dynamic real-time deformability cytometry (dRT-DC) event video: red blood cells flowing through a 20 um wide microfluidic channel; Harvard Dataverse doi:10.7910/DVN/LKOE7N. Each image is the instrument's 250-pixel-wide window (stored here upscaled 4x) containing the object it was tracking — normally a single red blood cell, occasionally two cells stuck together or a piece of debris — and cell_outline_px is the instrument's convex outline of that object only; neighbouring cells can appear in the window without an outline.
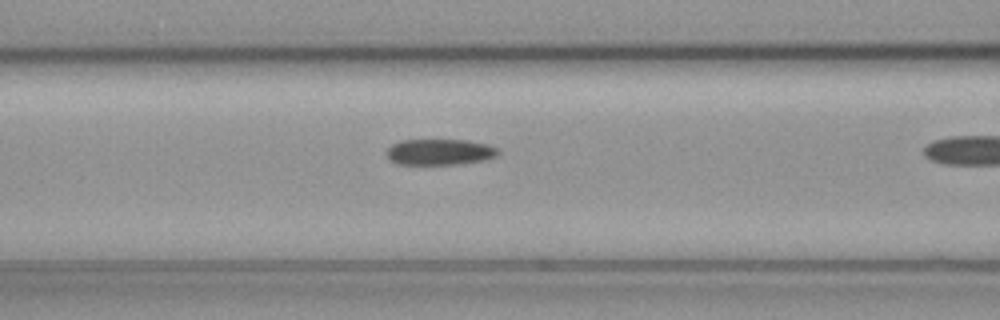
{"species": "common noctule bat (a hibernating species)", "species_latin": "Nyctalus noctula", "temperature_condition": "cold", "stored_images_in_passage": 11, "camera_frame_rate_fps": 3000, "um_per_image_px": 0.085, "animal": {"sex": "female", "body_mass_g": 19.3, "forearm_length_mm": 54.1}, "frame": {"image": 1, "passage_image": 3, "time_ms": 0.667, "image_size_px": [1000, 320], "cell_outline_px": [[500, 152], [496, 156], [484, 160], [460, 164], [396, 164], [388, 160], [388, 148], [392, 144], [400, 140], [468, 140], [488, 144], [496, 148]], "centroid_in_image_um": [37.37, 12.92], "position_along_channel_um": 129.2, "area_um2": 16.94}}